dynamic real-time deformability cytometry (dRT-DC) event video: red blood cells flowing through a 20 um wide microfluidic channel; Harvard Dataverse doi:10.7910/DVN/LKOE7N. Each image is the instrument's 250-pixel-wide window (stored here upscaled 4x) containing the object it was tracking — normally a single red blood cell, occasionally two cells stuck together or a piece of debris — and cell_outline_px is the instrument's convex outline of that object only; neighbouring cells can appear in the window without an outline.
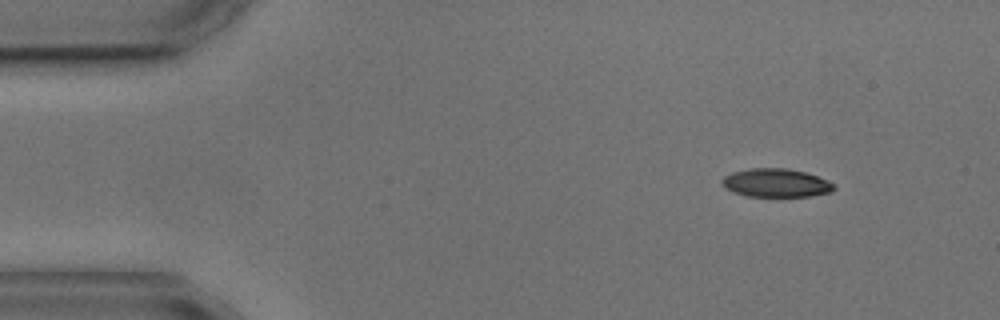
{"species": "common noctule bat (a hibernating species)", "species_latin": "Nyctalus noctula", "temperature_condition": "cold", "stored_images_in_passage": 4, "camera_frame_rate_fps": 3000, "um_per_image_px": 0.085, "animal": {"sex": "male", "body_mass_g": 17.9, "forearm_length_mm": 54.2}, "frame": {"image": 1, "passage_image": 1, "time_ms": 0.0, "image_size_px": [1000, 320], "cell_outline_px": [[836, 188], [832, 192], [808, 196], [748, 196], [736, 192], [728, 188], [720, 180], [724, 176], [732, 172], [748, 168], [788, 168], [804, 172], [828, 180]], "centroid_in_image_um": [65.98, 15.53], "position_along_channel_um": 19.0, "area_um2": 18.32}}
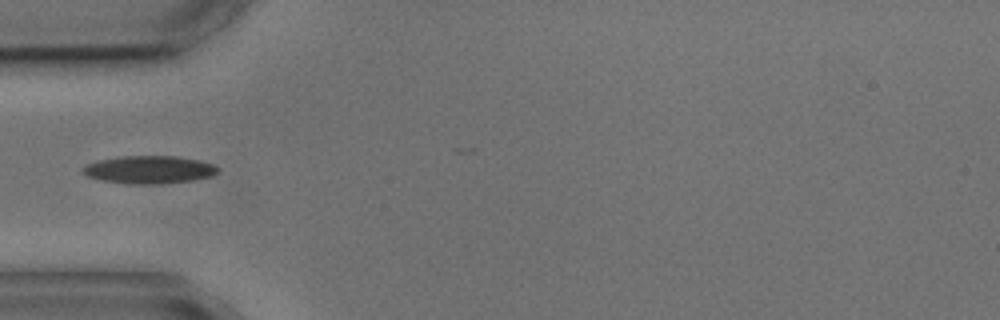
{"frame": {"image": 2, "passage_image": 4, "time_ms": 3.667, "image_size_px": [1000, 320], "cell_outline_px": [[220, 168], [212, 176], [192, 180], [160, 184], [132, 184], [104, 180], [88, 176], [80, 168], [84, 164], [100, 160], [120, 156], [172, 156], [200, 160], [212, 164]], "centroid_in_image_um": [12.68, 14.41], "position_along_channel_um": 72.3, "area_um2": 21.73}}